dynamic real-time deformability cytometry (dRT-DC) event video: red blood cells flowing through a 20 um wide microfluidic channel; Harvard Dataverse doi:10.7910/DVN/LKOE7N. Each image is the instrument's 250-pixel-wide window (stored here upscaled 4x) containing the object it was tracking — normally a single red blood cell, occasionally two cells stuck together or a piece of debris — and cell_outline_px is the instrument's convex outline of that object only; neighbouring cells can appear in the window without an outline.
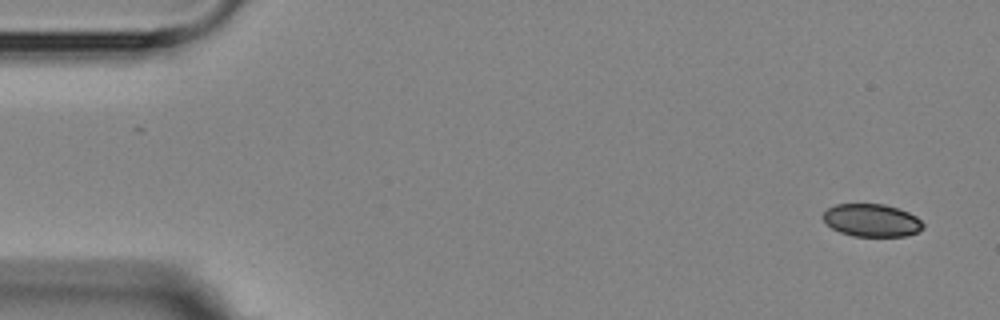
{"species": "Egyptian fruit bat (a non-hibernating species)", "species_latin": "Rousettus aegyptiacus", "temperature_condition": "room temperature", "stored_images_in_passage": 6, "camera_frame_rate_fps": 3000, "um_per_image_px": 0.085, "animal": {"sex": "female"}, "frame": {"image": 1, "passage_image": 1, "time_ms": 0.0, "image_size_px": [1000, 320], "cell_outline_px": [[924, 228], [908, 236], [852, 236], [840, 232], [832, 228], [824, 220], [824, 212], [828, 208], [836, 204], [884, 204], [908, 212], [916, 216], [924, 224]], "centroid_in_image_um": [74.11, 18.73], "position_along_channel_um": 10.9, "area_um2": 18.96}}
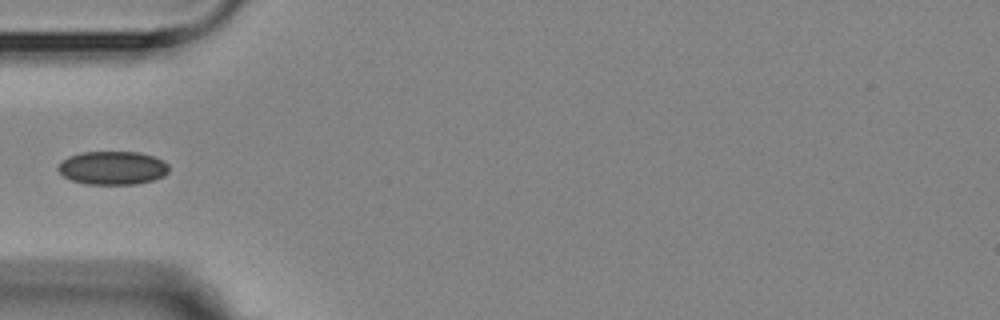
{"frame": {"image": 2, "passage_image": 5, "time_ms": 5.0, "image_size_px": [1000, 320], "cell_outline_px": [[168, 172], [164, 176], [152, 180], [136, 184], [88, 184], [72, 180], [64, 176], [56, 168], [68, 156], [80, 152], [140, 152], [164, 160], [168, 164]], "centroid_in_image_um": [9.59, 14.26], "position_along_channel_um": 75.4, "area_um2": 21.56}}